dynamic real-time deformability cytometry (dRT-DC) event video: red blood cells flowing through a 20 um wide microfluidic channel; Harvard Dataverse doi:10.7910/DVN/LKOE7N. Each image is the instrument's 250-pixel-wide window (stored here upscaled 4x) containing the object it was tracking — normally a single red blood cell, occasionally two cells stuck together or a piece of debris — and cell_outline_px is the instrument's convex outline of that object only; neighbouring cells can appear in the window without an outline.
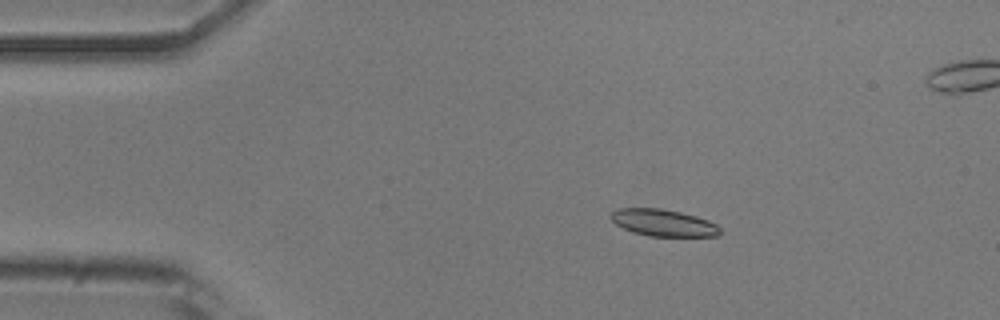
{"species": "common noctule bat (a hibernating species)", "species_latin": "Nyctalus noctula", "temperature_condition": "room temperature", "stored_images_in_passage": 40, "camera_frame_rate_fps": 3000, "um_per_image_px": 0.085, "animal": {"sex": "male", "body_mass_g": 20.5, "forearm_length_mm": 52.5}, "frame": {"image": 1, "passage_image": 1, "time_ms": 0.0, "image_size_px": [1000, 320], "cell_outline_px": [[720, 236], [648, 236], [632, 232], [616, 224], [608, 216], [612, 212], [620, 208], [660, 208], [680, 212], [696, 216], [708, 220], [716, 224], [720, 228]], "centroid_in_image_um": [56.38, 18.94], "position_along_channel_um": 28.6, "area_um2": 17.11}}
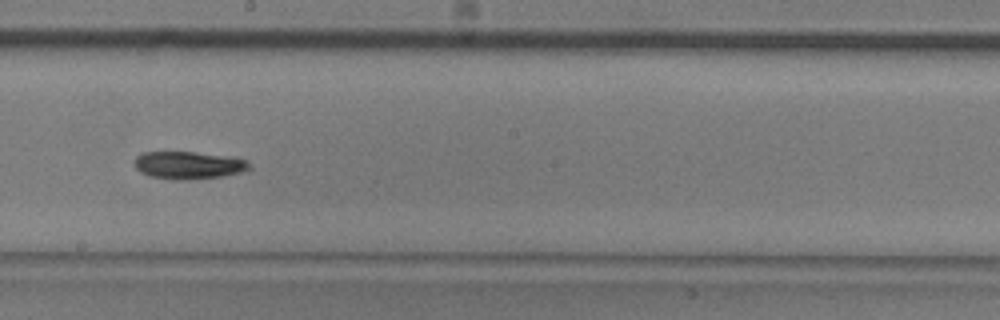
{"frame": {"image": 2, "passage_image": 21, "time_ms": 6.667, "image_size_px": [1000, 320], "cell_outline_px": [[252, 168], [240, 172], [220, 176], [184, 180], [176, 180], [148, 176], [140, 172], [132, 164], [132, 160], [140, 152], [196, 152], [232, 156], [248, 160]], "centroid_in_image_um": [15.98, 14.03], "position_along_channel_um": 232.2, "area_um2": 18.79}}
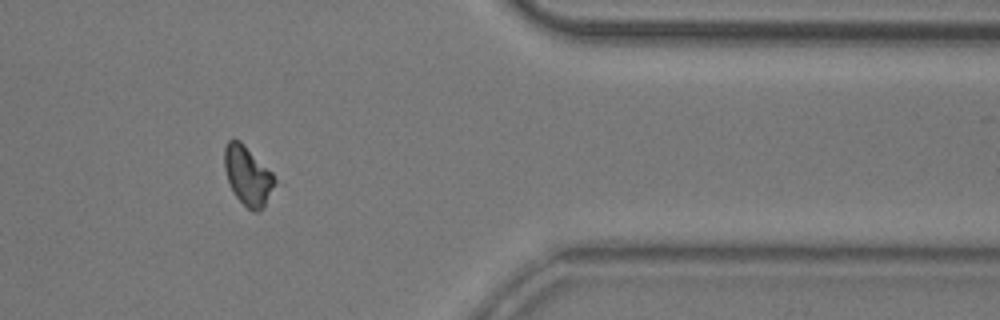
{"frame": {"image": 3, "passage_image": 35, "time_ms": 11.333, "image_size_px": [1000, 320], "cell_outline_px": [[276, 184], [264, 208], [256, 212], [252, 212], [232, 192], [228, 184], [224, 168], [224, 148], [228, 140], [240, 140], [272, 172], [276, 180]], "centroid_in_image_um": [21.06, 14.95], "position_along_channel_um": 390.3, "area_um2": 17.51}, "authors_computed_cell_mechanics": {"area_um2": 18.3515, "velocity_mm_per_s": 3.8476, "shape_relaxation_time_tau1_ms": 4.5133, "shape_relaxation_time_tau2_ms": null, "deformation_change_tau1": 0.116, "deformation_change_tau2": null}}